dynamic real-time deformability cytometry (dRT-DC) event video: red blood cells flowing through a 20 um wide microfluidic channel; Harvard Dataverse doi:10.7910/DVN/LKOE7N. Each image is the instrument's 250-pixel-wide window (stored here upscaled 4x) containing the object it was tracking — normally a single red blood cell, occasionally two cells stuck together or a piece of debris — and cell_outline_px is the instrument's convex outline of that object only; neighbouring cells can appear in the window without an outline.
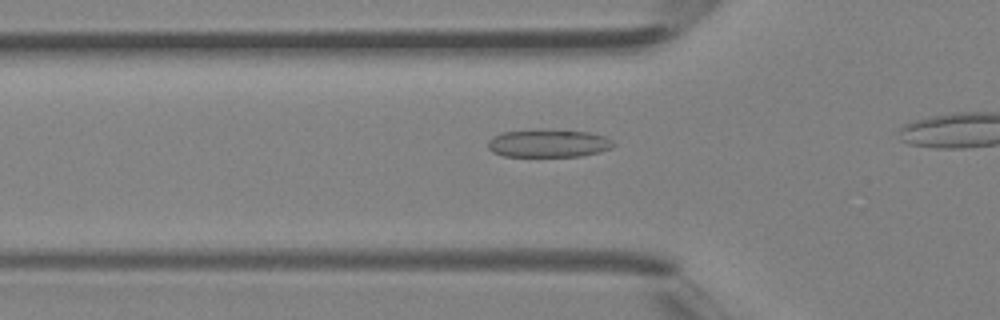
{"species": "Egyptian fruit bat (a non-hibernating species)", "species_latin": "Rousettus aegyptiacus", "temperature_condition": "room temperature", "stored_images_in_passage": 17, "camera_frame_rate_fps": 3000, "um_per_image_px": 0.085, "animal": {"sex": "female"}, "frame": {"image": 1, "passage_image": 10, "time_ms": 3.0, "image_size_px": [1000, 320], "cell_outline_px": [[616, 144], [612, 148], [600, 152], [580, 156], [504, 156], [492, 152], [488, 148], [488, 140], [492, 136], [504, 132], [588, 132], [604, 136], [612, 140]], "centroid_in_image_um": [46.63, 12.23], "position_along_channel_um": 79.2, "area_um2": 19.54}}
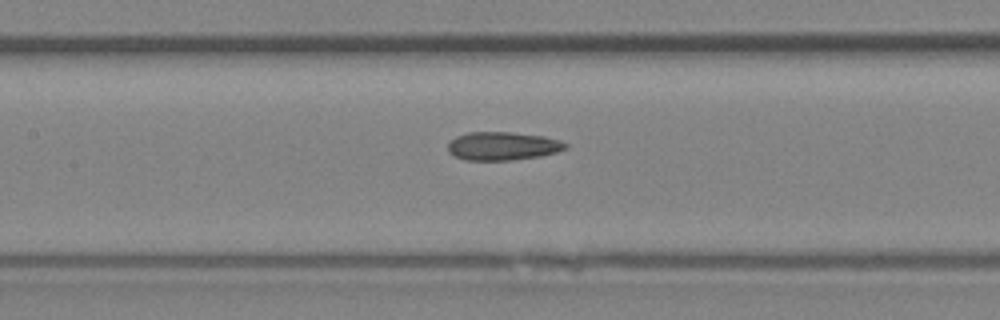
{"frame": {"image": 2, "passage_image": 15, "time_ms": 4.667, "image_size_px": [1000, 320], "cell_outline_px": [[568, 148], [556, 152], [540, 156], [512, 160], [464, 160], [448, 152], [448, 144], [456, 136], [468, 132], [508, 132], [544, 136], [560, 140], [568, 144]], "centroid_in_image_um": [42.74, 12.41], "position_along_channel_um": 164.7, "area_um2": 19.42}}